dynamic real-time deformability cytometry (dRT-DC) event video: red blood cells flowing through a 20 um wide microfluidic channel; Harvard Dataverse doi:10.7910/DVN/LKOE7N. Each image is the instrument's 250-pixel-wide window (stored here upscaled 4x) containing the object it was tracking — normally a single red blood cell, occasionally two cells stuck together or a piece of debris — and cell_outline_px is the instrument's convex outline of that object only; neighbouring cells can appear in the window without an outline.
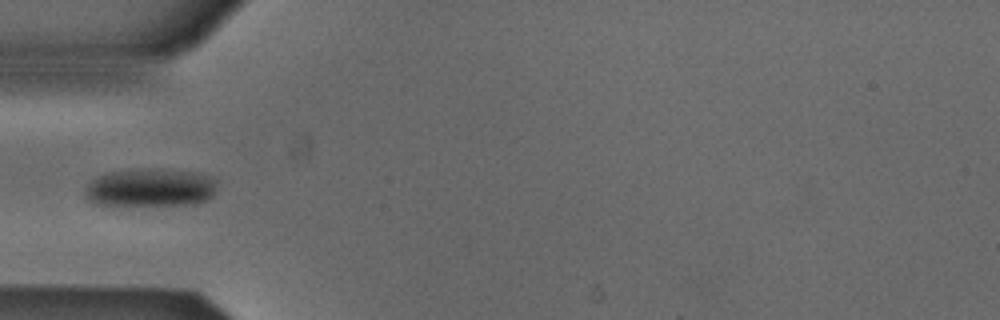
{"species": "Egyptian fruit bat (a non-hibernating species)", "species_latin": "Rousettus aegyptiacus", "temperature_condition": "cold", "stored_images_in_passage": 5, "camera_frame_rate_fps": 3000, "um_per_image_px": 0.085, "animal": {"sex": "male"}, "frame": {"image": 1, "passage_image": 4, "time_ms": 1.0, "image_size_px": [1000, 320], "cell_outline_px": [[216, 188], [212, 196], [208, 200], [196, 204], [96, 204], [88, 200], [84, 192], [88, 184], [92, 180], [108, 172], [156, 168], [196, 172], [216, 180]], "centroid_in_image_um": [12.81, 15.94], "position_along_channel_um": 72.2, "area_um2": 28.96}}